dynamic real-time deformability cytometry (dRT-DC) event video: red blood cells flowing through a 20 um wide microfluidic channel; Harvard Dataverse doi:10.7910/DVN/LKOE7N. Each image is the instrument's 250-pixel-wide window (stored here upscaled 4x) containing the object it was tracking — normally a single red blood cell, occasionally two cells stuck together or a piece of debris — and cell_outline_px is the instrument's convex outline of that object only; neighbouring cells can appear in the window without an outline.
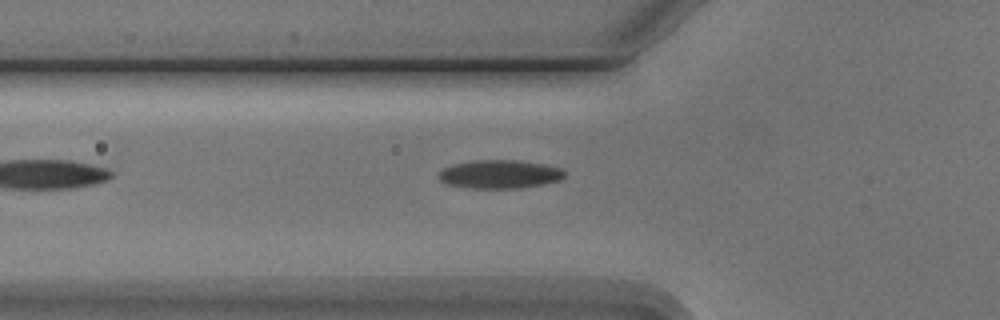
{"species": "Egyptian fruit bat (a non-hibernating species)", "species_latin": "Rousettus aegyptiacus", "temperature_condition": "cold", "stored_images_in_passage": 6, "camera_frame_rate_fps": 3000, "um_per_image_px": 0.085, "animal": {"sex": "male"}, "frame": {"image": 1, "passage_image": 6, "time_ms": 6.667, "image_size_px": [1000, 320], "cell_outline_px": [[564, 176], [560, 180], [544, 184], [520, 188], [468, 188], [444, 184], [436, 176], [444, 168], [452, 164], [472, 160], [516, 160], [540, 164], [560, 168], [564, 172]], "centroid_in_image_um": [42.4, 14.81], "position_along_channel_um": 83.4, "area_um2": 20.92}}